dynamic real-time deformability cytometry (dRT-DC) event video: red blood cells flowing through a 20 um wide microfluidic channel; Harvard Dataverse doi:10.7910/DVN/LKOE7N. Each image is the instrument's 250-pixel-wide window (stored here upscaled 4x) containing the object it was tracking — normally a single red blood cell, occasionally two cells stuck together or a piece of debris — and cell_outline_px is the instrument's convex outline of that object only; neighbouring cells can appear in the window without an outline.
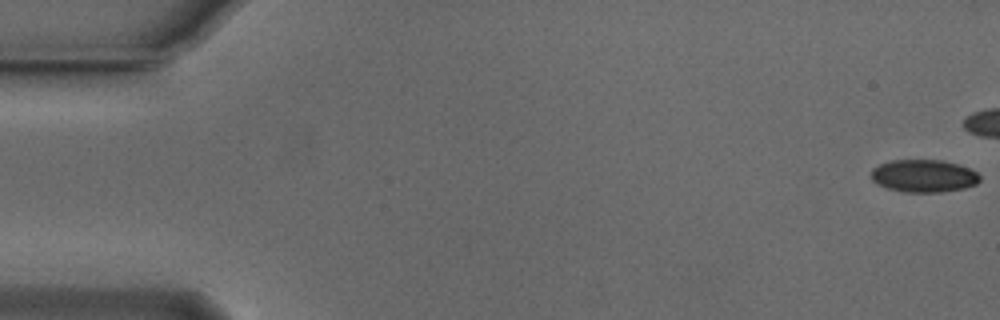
{"species": "Egyptian fruit bat (a non-hibernating species)", "species_latin": "Rousettus aegyptiacus", "temperature_condition": "cold", "stored_images_in_passage": 23, "camera_frame_rate_fps": 3000, "um_per_image_px": 0.085, "animal": {"sex": "male"}, "frame": {"image": 1, "passage_image": 1, "time_ms": 0.0, "image_size_px": [1000, 320], "cell_outline_px": [[980, 180], [976, 184], [964, 188], [940, 192], [904, 192], [888, 188], [876, 184], [872, 180], [872, 168], [880, 164], [892, 160], [940, 160], [960, 164], [976, 172], [980, 176]], "centroid_in_image_um": [78.52, 14.95], "position_along_channel_um": 6.5, "area_um2": 20.63}}